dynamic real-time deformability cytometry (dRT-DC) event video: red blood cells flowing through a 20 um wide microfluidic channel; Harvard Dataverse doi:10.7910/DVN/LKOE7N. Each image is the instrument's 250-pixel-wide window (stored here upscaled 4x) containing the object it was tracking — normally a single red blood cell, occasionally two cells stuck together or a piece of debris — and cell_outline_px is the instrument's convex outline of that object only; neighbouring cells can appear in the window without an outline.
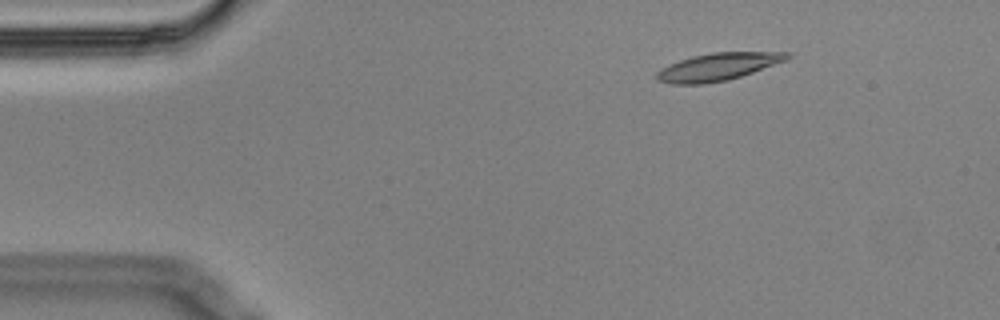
{"species": "Egyptian fruit bat (a non-hibernating species)", "species_latin": "Rousettus aegyptiacus", "temperature_condition": "cold", "stored_images_in_passage": 5, "segment_of_instrument_passage": [1, 2], "camera_frame_rate_fps": 3000, "um_per_image_px": 0.085, "animal": {"sex": "male"}, "frame": {"image": 1, "passage_image": 3, "time_ms": 0.667, "image_size_px": [1000, 320], "cell_outline_px": [[792, 56], [788, 60], [728, 80], [704, 84], [672, 84], [656, 80], [656, 72], [660, 68], [668, 64], [692, 56], [712, 52], [792, 52]], "centroid_in_image_um": [61.02, 5.67], "position_along_channel_um": 24.0, "area_um2": 21.04}}